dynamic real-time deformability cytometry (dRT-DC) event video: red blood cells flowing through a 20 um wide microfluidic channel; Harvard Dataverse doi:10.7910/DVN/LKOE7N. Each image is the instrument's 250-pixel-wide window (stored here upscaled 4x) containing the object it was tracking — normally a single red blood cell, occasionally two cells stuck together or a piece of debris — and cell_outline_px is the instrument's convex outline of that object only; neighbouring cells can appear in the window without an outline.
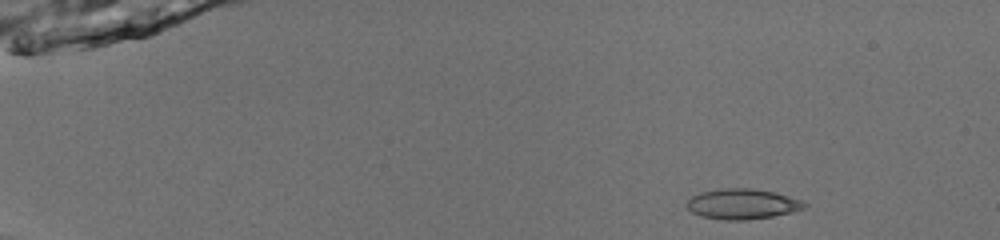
{"species": "common noctule bat (a hibernating species)", "species_latin": "Nyctalus noctula", "temperature_condition": "room temperature", "stored_images_in_passage": 2, "camera_frame_rate_fps": 3000, "um_per_image_px": 0.085, "animal": {"sex": "male", "body_mass_g": 13.0, "forearm_length_mm": 53.1}, "frame": {"image": 1, "passage_image": 1, "time_ms": 0.0, "image_size_px": [1000, 240], "cell_outline_px": [[808, 204], [804, 208], [792, 212], [772, 216], [748, 220], [724, 220], [700, 216], [692, 212], [684, 204], [692, 196], [700, 192], [720, 188], [752, 188], [776, 192], [800, 200]], "centroid_in_image_um": [63.07, 17.33], "position_along_channel_um": 21.9, "area_um2": 20.92}}